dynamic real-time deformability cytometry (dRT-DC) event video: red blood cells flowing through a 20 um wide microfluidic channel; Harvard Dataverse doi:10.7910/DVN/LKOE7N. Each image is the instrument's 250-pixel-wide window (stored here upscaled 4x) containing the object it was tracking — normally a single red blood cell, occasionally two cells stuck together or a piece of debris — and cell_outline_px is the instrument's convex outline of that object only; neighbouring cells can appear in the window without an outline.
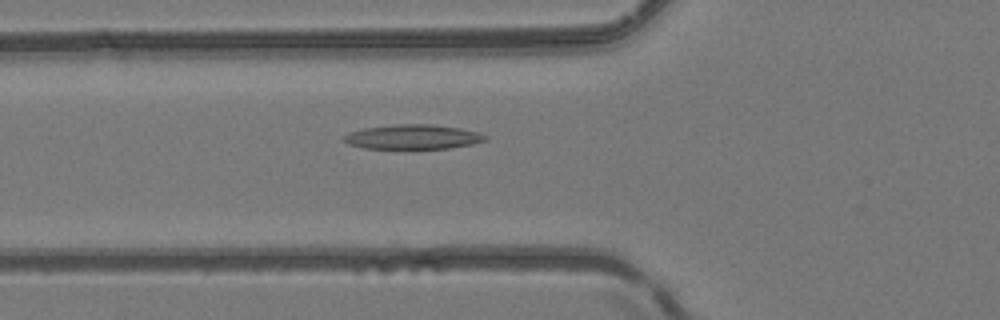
{"species": "common noctule bat (a hibernating species)", "species_latin": "Nyctalus noctula", "temperature_condition": "room temperature", "stored_images_in_passage": 51, "camera_frame_rate_fps": 3000, "um_per_image_px": 0.085, "animal": {"sex": "female", "body_mass_g": 24.6, "forearm_length_mm": 56.2}, "frame": {"image": 1, "passage_image": 19, "time_ms": 6.0, "image_size_px": [1000, 320], "cell_outline_px": [[488, 140], [472, 144], [448, 148], [364, 148], [348, 144], [340, 140], [348, 132], [364, 128], [396, 124], [432, 124], [460, 128], [480, 132], [488, 136]], "centroid_in_image_um": [35.1, 11.63], "position_along_channel_um": 90.7, "area_um2": 20.35}}
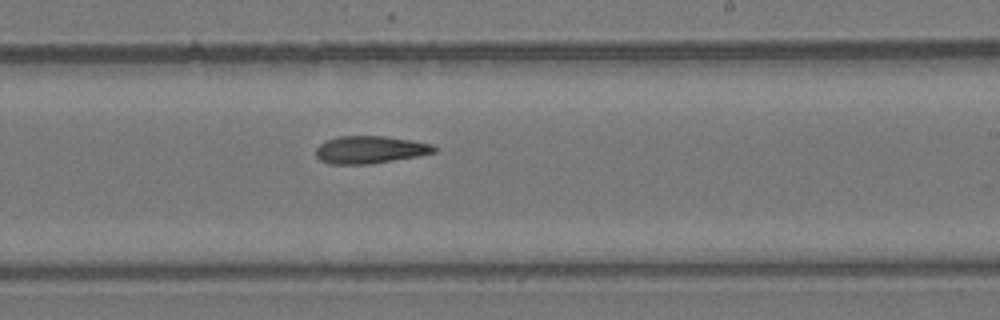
{"frame": {"image": 2, "passage_image": 31, "time_ms": 10.0, "image_size_px": [1000, 320], "cell_outline_px": [[436, 152], [416, 156], [368, 164], [328, 164], [320, 160], [316, 156], [316, 148], [324, 140], [336, 136], [384, 136], [412, 140], [432, 144], [436, 148]], "centroid_in_image_um": [31.4, 12.71], "position_along_channel_um": 257.6, "area_um2": 18.96}}
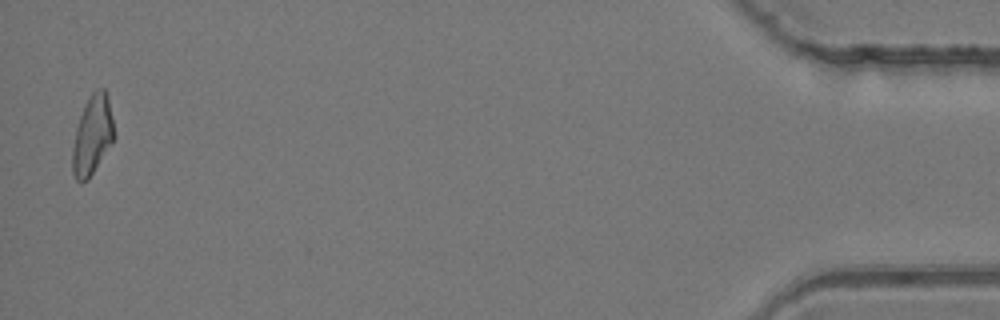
{"frame": {"image": 3, "passage_image": 50, "time_ms": 16.333, "image_size_px": [1000, 320], "cell_outline_px": [[116, 136], [112, 144], [88, 180], [80, 184], [76, 180], [72, 172], [72, 148], [76, 128], [84, 104], [92, 92], [96, 88], [104, 88], [108, 100]], "centroid_in_image_um": [7.85, 11.53], "position_along_channel_um": 427.4, "area_um2": 19.42}}